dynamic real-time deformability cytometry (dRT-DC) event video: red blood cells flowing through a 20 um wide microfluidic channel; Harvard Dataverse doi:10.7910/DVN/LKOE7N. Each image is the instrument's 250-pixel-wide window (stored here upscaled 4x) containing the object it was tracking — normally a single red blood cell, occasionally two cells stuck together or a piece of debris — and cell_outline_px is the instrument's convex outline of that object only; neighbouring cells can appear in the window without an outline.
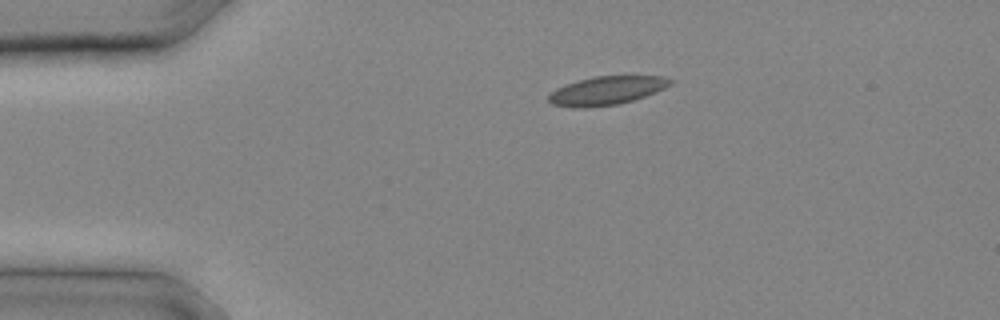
{"species": "common noctule bat (a hibernating species)", "species_latin": "Nyctalus noctula", "temperature_condition": "cold", "stored_images_in_passage": 10, "camera_frame_rate_fps": 3000, "um_per_image_px": 0.085, "animal": {"sex": "male", "body_mass_g": 20.4}, "frame": {"image": 1, "passage_image": 1, "time_ms": 0.0, "image_size_px": [1000, 320], "cell_outline_px": [[676, 80], [672, 84], [656, 92], [620, 104], [588, 108], [572, 108], [552, 104], [548, 100], [548, 96], [556, 88], [564, 84], [592, 76], [664, 76]], "centroid_in_image_um": [51.56, 7.7], "position_along_channel_um": 33.4, "area_um2": 20.52}}
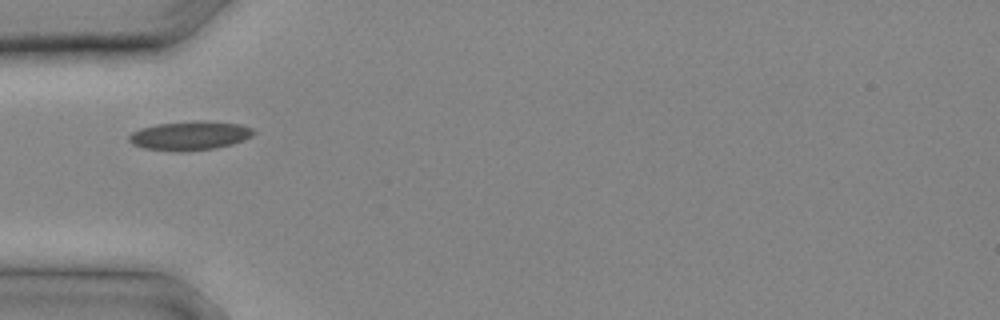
{"frame": {"image": 2, "passage_image": 4, "time_ms": 1.0, "image_size_px": [1000, 320], "cell_outline_px": [[256, 132], [252, 136], [244, 140], [232, 144], [216, 148], [180, 152], [176, 152], [144, 148], [132, 144], [128, 140], [128, 136], [132, 132], [140, 128], [156, 124], [196, 120], [204, 120], [240, 124], [252, 128]], "centroid_in_image_um": [16.13, 11.53], "position_along_channel_um": 68.9, "area_um2": 21.33}}
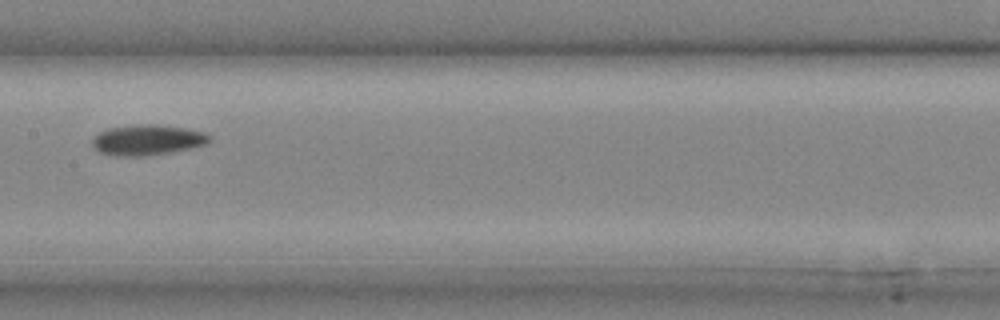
{"frame": {"image": 3, "passage_image": 9, "time_ms": 2.667, "image_size_px": [1000, 320], "cell_outline_px": [[212, 140], [208, 144], [192, 148], [172, 152], [148, 156], [112, 156], [100, 152], [92, 144], [92, 140], [100, 132], [108, 128], [136, 124], [152, 124], [188, 128], [204, 132], [212, 136]], "centroid_in_image_um": [12.59, 11.9], "position_along_channel_um": 194.8, "area_um2": 21.1}}